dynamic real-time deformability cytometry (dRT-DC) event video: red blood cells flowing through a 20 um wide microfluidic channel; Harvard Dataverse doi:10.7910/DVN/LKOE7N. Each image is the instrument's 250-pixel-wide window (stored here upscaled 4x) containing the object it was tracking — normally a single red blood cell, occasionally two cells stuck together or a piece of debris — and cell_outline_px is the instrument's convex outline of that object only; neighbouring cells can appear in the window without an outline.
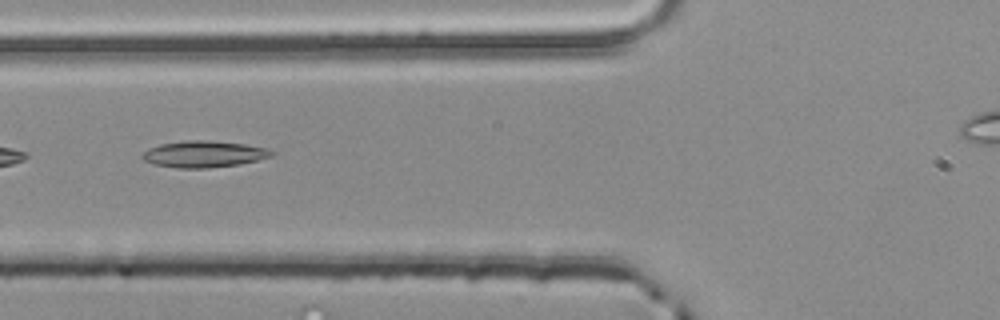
{"species": "common noctule bat (a hibernating species)", "species_latin": "Nyctalus noctula", "temperature_condition": "room temperature", "stored_images_in_passage": 4, "segment_of_instrument_passage": [2, 2], "camera_frame_rate_fps": 3000, "um_per_image_px": 0.085, "animal": {"sex": "male", "body_mass_g": 20.4}, "frame": {"image": 1, "passage_image": 4, "time_ms": 1.0, "image_size_px": [1000, 320], "cell_outline_px": [[276, 152], [272, 156], [240, 164], [208, 168], [176, 168], [156, 164], [144, 160], [140, 156], [148, 148], [160, 144], [184, 140], [208, 140], [244, 144], [268, 148]], "centroid_in_image_um": [17.33, 13.09], "position_along_channel_um": 108.5, "area_um2": 20.0}}